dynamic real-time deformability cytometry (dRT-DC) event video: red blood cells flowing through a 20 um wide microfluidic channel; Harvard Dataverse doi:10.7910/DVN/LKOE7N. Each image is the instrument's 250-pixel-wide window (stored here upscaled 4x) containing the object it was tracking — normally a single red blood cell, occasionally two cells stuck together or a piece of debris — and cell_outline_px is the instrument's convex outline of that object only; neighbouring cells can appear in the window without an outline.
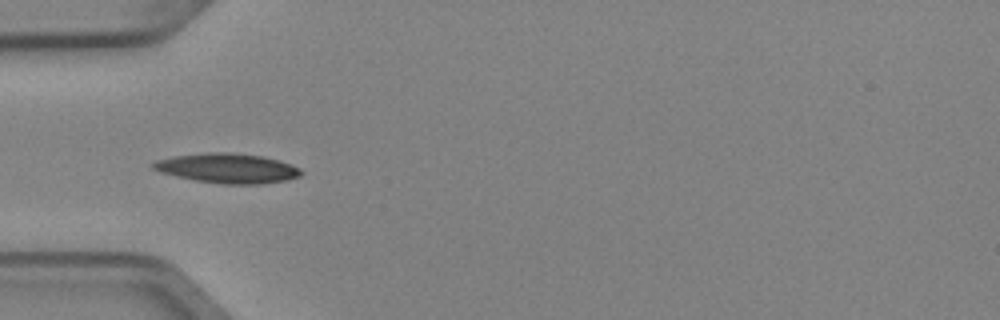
{"species": "Egyptian fruit bat (a non-hibernating species)", "species_latin": "Rousettus aegyptiacus", "temperature_condition": "cold", "stored_images_in_passage": 6, "camera_frame_rate_fps": 3000, "um_per_image_px": 0.085, "animal": {"sex": "female"}, "frame": {"image": 1, "passage_image": 4, "time_ms": 1.0, "image_size_px": [1000, 320], "cell_outline_px": [[304, 172], [300, 176], [284, 180], [260, 184], [224, 184], [196, 180], [176, 176], [160, 172], [152, 168], [148, 164], [156, 160], [176, 156], [208, 152], [232, 152], [260, 156], [280, 160], [300, 168]], "centroid_in_image_um": [19.33, 14.29], "position_along_channel_um": 65.7, "area_um2": 25.55}}
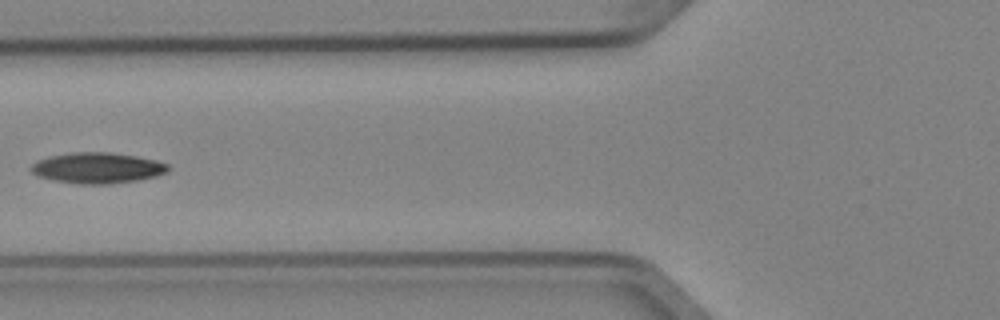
{"frame": {"image": 2, "passage_image": 5, "time_ms": 1.333, "image_size_px": [1000, 320], "cell_outline_px": [[172, 168], [168, 172], [156, 176], [136, 180], [108, 184], [76, 184], [52, 180], [36, 176], [32, 172], [32, 164], [48, 156], [72, 152], [108, 152], [136, 156], [156, 160], [168, 164]], "centroid_in_image_um": [8.3, 14.28], "position_along_channel_um": 117.5, "area_um2": 24.68}}
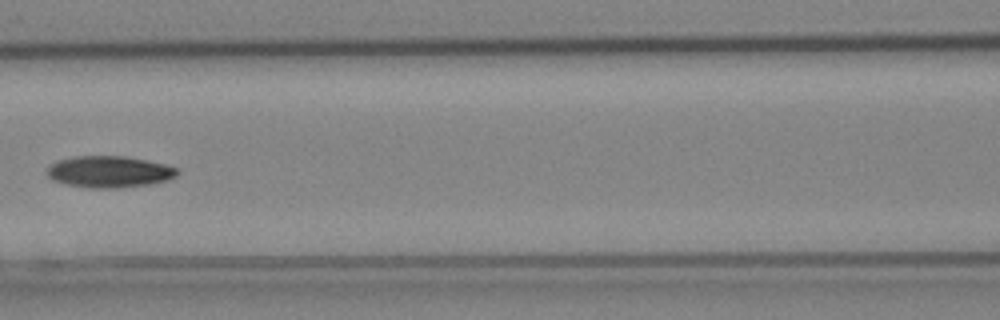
{"frame": {"image": 3, "passage_image": 6, "time_ms": 1.667, "image_size_px": [1000, 320], "cell_outline_px": [[180, 172], [176, 176], [168, 180], [152, 184], [120, 188], [88, 188], [64, 184], [52, 180], [48, 176], [48, 168], [52, 164], [60, 160], [76, 156], [124, 156], [164, 164], [176, 168]], "centroid_in_image_um": [9.3, 14.62], "position_along_channel_um": 157.3, "area_um2": 23.93}}